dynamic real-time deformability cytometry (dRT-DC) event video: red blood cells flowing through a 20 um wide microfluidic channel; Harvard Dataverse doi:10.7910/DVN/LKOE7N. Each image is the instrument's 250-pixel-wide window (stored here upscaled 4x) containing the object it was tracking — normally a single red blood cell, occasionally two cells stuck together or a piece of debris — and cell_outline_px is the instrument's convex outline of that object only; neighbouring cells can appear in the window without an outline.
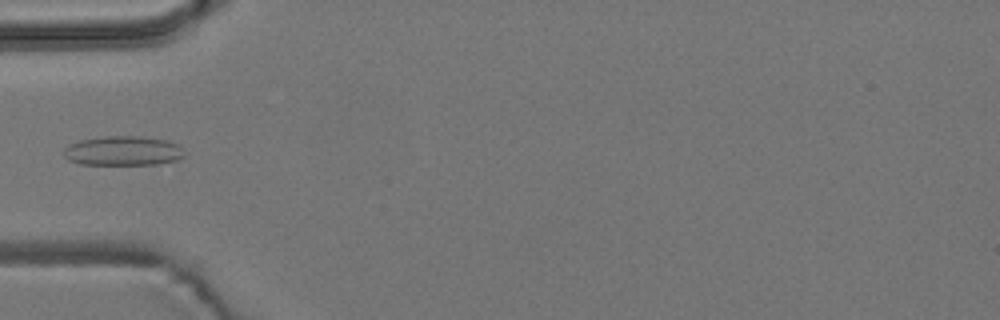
{"species": "common noctule bat (a hibernating species)", "species_latin": "Nyctalus noctula", "temperature_condition": "room temperature", "stored_images_in_passage": 6, "camera_frame_rate_fps": 3000, "um_per_image_px": 0.085, "animal": {"sex": "male", "body_mass_g": 19.2, "forearm_length_mm": 51.8}, "frame": {"image": 1, "passage_image": 5, "time_ms": 5.667, "image_size_px": [1000, 320], "cell_outline_px": [[184, 156], [176, 160], [156, 164], [80, 164], [68, 160], [64, 156], [64, 148], [68, 144], [80, 140], [104, 136], [140, 136], [164, 140], [176, 144], [180, 148]], "centroid_in_image_um": [10.39, 12.82], "position_along_channel_um": 74.6, "area_um2": 20.52}}
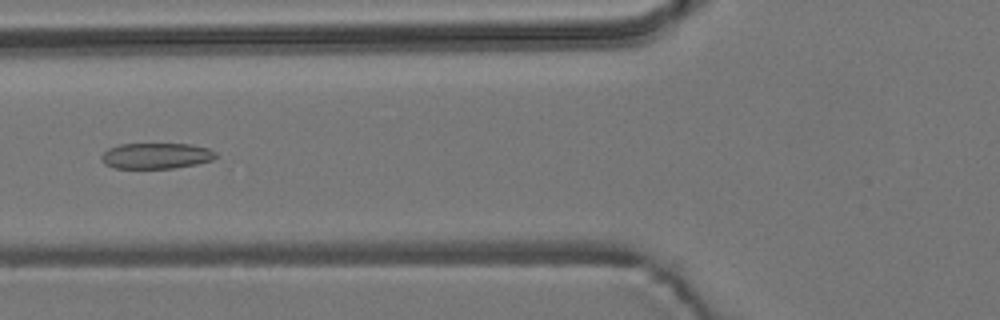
{"frame": {"image": 2, "passage_image": 6, "time_ms": 6.667, "image_size_px": [1000, 320], "cell_outline_px": [[216, 156], [212, 160], [196, 164], [172, 168], [116, 168], [104, 164], [100, 160], [100, 156], [108, 148], [120, 144], [192, 144], [208, 148], [216, 152]], "centroid_in_image_um": [13.25, 13.24], "position_along_channel_um": 112.6, "area_um2": 17.22}}